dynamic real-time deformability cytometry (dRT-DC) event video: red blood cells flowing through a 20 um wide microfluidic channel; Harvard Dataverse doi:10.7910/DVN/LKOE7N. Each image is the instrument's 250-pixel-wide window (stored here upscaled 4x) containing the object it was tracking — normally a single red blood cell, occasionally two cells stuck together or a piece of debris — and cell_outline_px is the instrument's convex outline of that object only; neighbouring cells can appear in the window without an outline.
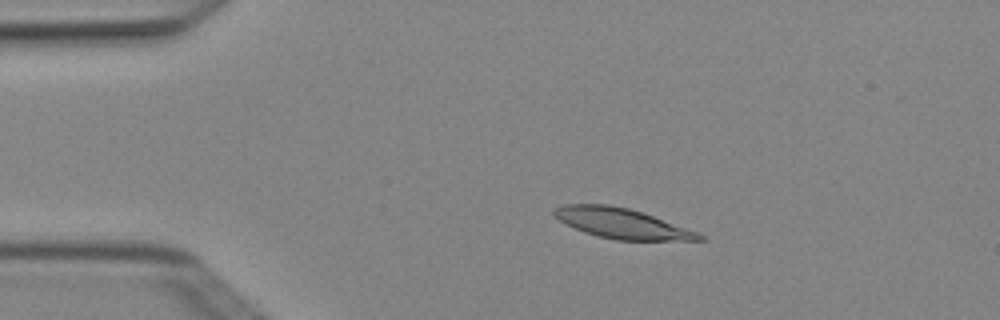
{"species": "Egyptian fruit bat (a non-hibernating species)", "species_latin": "Rousettus aegyptiacus", "temperature_condition": "cold", "stored_images_in_passage": 4, "camera_frame_rate_fps": 3000, "um_per_image_px": 0.085, "animal": {"sex": "female"}, "frame": {"image": 1, "passage_image": 3, "time_ms": 0.667, "image_size_px": [1000, 320], "cell_outline_px": [[708, 240], [616, 240], [596, 236], [584, 232], [552, 216], [552, 208], [564, 204], [608, 204], [628, 208], [652, 216], [696, 232], [704, 236]], "centroid_in_image_um": [52.78, 18.98], "position_along_channel_um": 32.2, "area_um2": 25.14}}